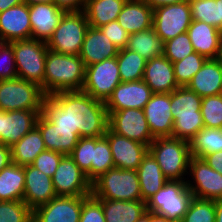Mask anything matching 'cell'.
<instances>
[{"instance_id":"obj_48","label":"cell","mask_w":222,"mask_h":222,"mask_svg":"<svg viewBox=\"0 0 222 222\" xmlns=\"http://www.w3.org/2000/svg\"><path fill=\"white\" fill-rule=\"evenodd\" d=\"M99 29L119 50L127 47L129 34L119 25L117 20L102 25Z\"/></svg>"},{"instance_id":"obj_32","label":"cell","mask_w":222,"mask_h":222,"mask_svg":"<svg viewBox=\"0 0 222 222\" xmlns=\"http://www.w3.org/2000/svg\"><path fill=\"white\" fill-rule=\"evenodd\" d=\"M127 0H86L84 12L89 26L99 28L117 20Z\"/></svg>"},{"instance_id":"obj_5","label":"cell","mask_w":222,"mask_h":222,"mask_svg":"<svg viewBox=\"0 0 222 222\" xmlns=\"http://www.w3.org/2000/svg\"><path fill=\"white\" fill-rule=\"evenodd\" d=\"M92 195L96 199L142 200L138 174L135 170L114 167L92 183Z\"/></svg>"},{"instance_id":"obj_57","label":"cell","mask_w":222,"mask_h":222,"mask_svg":"<svg viewBox=\"0 0 222 222\" xmlns=\"http://www.w3.org/2000/svg\"><path fill=\"white\" fill-rule=\"evenodd\" d=\"M27 5L39 4V3H52L53 0H23Z\"/></svg>"},{"instance_id":"obj_40","label":"cell","mask_w":222,"mask_h":222,"mask_svg":"<svg viewBox=\"0 0 222 222\" xmlns=\"http://www.w3.org/2000/svg\"><path fill=\"white\" fill-rule=\"evenodd\" d=\"M200 111L204 127L222 128V94L203 97Z\"/></svg>"},{"instance_id":"obj_42","label":"cell","mask_w":222,"mask_h":222,"mask_svg":"<svg viewBox=\"0 0 222 222\" xmlns=\"http://www.w3.org/2000/svg\"><path fill=\"white\" fill-rule=\"evenodd\" d=\"M191 17L195 21H203L219 29L218 3L216 0H188Z\"/></svg>"},{"instance_id":"obj_4","label":"cell","mask_w":222,"mask_h":222,"mask_svg":"<svg viewBox=\"0 0 222 222\" xmlns=\"http://www.w3.org/2000/svg\"><path fill=\"white\" fill-rule=\"evenodd\" d=\"M149 152L167 180L185 181L191 157L190 142L172 136L156 137L149 145Z\"/></svg>"},{"instance_id":"obj_37","label":"cell","mask_w":222,"mask_h":222,"mask_svg":"<svg viewBox=\"0 0 222 222\" xmlns=\"http://www.w3.org/2000/svg\"><path fill=\"white\" fill-rule=\"evenodd\" d=\"M114 167L108 139L105 136L95 137V147L93 148L91 161V183Z\"/></svg>"},{"instance_id":"obj_52","label":"cell","mask_w":222,"mask_h":222,"mask_svg":"<svg viewBox=\"0 0 222 222\" xmlns=\"http://www.w3.org/2000/svg\"><path fill=\"white\" fill-rule=\"evenodd\" d=\"M146 2L152 9L162 6V5H170L173 3H179L186 0H143Z\"/></svg>"},{"instance_id":"obj_33","label":"cell","mask_w":222,"mask_h":222,"mask_svg":"<svg viewBox=\"0 0 222 222\" xmlns=\"http://www.w3.org/2000/svg\"><path fill=\"white\" fill-rule=\"evenodd\" d=\"M24 166L10 163L0 171V201L23 200Z\"/></svg>"},{"instance_id":"obj_1","label":"cell","mask_w":222,"mask_h":222,"mask_svg":"<svg viewBox=\"0 0 222 222\" xmlns=\"http://www.w3.org/2000/svg\"><path fill=\"white\" fill-rule=\"evenodd\" d=\"M42 114L57 128L74 129L80 138L103 137L108 129L109 115L105 102L83 91L46 96Z\"/></svg>"},{"instance_id":"obj_45","label":"cell","mask_w":222,"mask_h":222,"mask_svg":"<svg viewBox=\"0 0 222 222\" xmlns=\"http://www.w3.org/2000/svg\"><path fill=\"white\" fill-rule=\"evenodd\" d=\"M63 156V153L45 150L36 157L31 165L52 178Z\"/></svg>"},{"instance_id":"obj_58","label":"cell","mask_w":222,"mask_h":222,"mask_svg":"<svg viewBox=\"0 0 222 222\" xmlns=\"http://www.w3.org/2000/svg\"><path fill=\"white\" fill-rule=\"evenodd\" d=\"M136 222H150V212H145Z\"/></svg>"},{"instance_id":"obj_17","label":"cell","mask_w":222,"mask_h":222,"mask_svg":"<svg viewBox=\"0 0 222 222\" xmlns=\"http://www.w3.org/2000/svg\"><path fill=\"white\" fill-rule=\"evenodd\" d=\"M108 139L116 168L124 170H137L143 157L148 153L149 147L143 143L117 135L109 128L105 135Z\"/></svg>"},{"instance_id":"obj_46","label":"cell","mask_w":222,"mask_h":222,"mask_svg":"<svg viewBox=\"0 0 222 222\" xmlns=\"http://www.w3.org/2000/svg\"><path fill=\"white\" fill-rule=\"evenodd\" d=\"M18 78L17 67L12 45L7 42L0 51V80Z\"/></svg>"},{"instance_id":"obj_35","label":"cell","mask_w":222,"mask_h":222,"mask_svg":"<svg viewBox=\"0 0 222 222\" xmlns=\"http://www.w3.org/2000/svg\"><path fill=\"white\" fill-rule=\"evenodd\" d=\"M218 151H222V128L204 127L190 141L191 156L203 159Z\"/></svg>"},{"instance_id":"obj_23","label":"cell","mask_w":222,"mask_h":222,"mask_svg":"<svg viewBox=\"0 0 222 222\" xmlns=\"http://www.w3.org/2000/svg\"><path fill=\"white\" fill-rule=\"evenodd\" d=\"M65 13L52 3H39L29 6L32 38L47 42Z\"/></svg>"},{"instance_id":"obj_8","label":"cell","mask_w":222,"mask_h":222,"mask_svg":"<svg viewBox=\"0 0 222 222\" xmlns=\"http://www.w3.org/2000/svg\"><path fill=\"white\" fill-rule=\"evenodd\" d=\"M88 27L84 11L65 12L46 42L48 49L59 54L79 56Z\"/></svg>"},{"instance_id":"obj_50","label":"cell","mask_w":222,"mask_h":222,"mask_svg":"<svg viewBox=\"0 0 222 222\" xmlns=\"http://www.w3.org/2000/svg\"><path fill=\"white\" fill-rule=\"evenodd\" d=\"M203 159L212 169L222 174V151L208 154Z\"/></svg>"},{"instance_id":"obj_36","label":"cell","mask_w":222,"mask_h":222,"mask_svg":"<svg viewBox=\"0 0 222 222\" xmlns=\"http://www.w3.org/2000/svg\"><path fill=\"white\" fill-rule=\"evenodd\" d=\"M146 62L147 60L136 52L127 48L119 50L117 63L121 82L142 80Z\"/></svg>"},{"instance_id":"obj_21","label":"cell","mask_w":222,"mask_h":222,"mask_svg":"<svg viewBox=\"0 0 222 222\" xmlns=\"http://www.w3.org/2000/svg\"><path fill=\"white\" fill-rule=\"evenodd\" d=\"M0 36L7 42L32 38L29 5L23 2L0 12Z\"/></svg>"},{"instance_id":"obj_29","label":"cell","mask_w":222,"mask_h":222,"mask_svg":"<svg viewBox=\"0 0 222 222\" xmlns=\"http://www.w3.org/2000/svg\"><path fill=\"white\" fill-rule=\"evenodd\" d=\"M138 174L142 201L146 202L156 194L168 181L156 159L148 151L136 170Z\"/></svg>"},{"instance_id":"obj_44","label":"cell","mask_w":222,"mask_h":222,"mask_svg":"<svg viewBox=\"0 0 222 222\" xmlns=\"http://www.w3.org/2000/svg\"><path fill=\"white\" fill-rule=\"evenodd\" d=\"M194 52L188 33L164 42V56L172 63L184 59Z\"/></svg>"},{"instance_id":"obj_6","label":"cell","mask_w":222,"mask_h":222,"mask_svg":"<svg viewBox=\"0 0 222 222\" xmlns=\"http://www.w3.org/2000/svg\"><path fill=\"white\" fill-rule=\"evenodd\" d=\"M9 43L13 47L18 78L37 84L44 92L46 42L29 38Z\"/></svg>"},{"instance_id":"obj_24","label":"cell","mask_w":222,"mask_h":222,"mask_svg":"<svg viewBox=\"0 0 222 222\" xmlns=\"http://www.w3.org/2000/svg\"><path fill=\"white\" fill-rule=\"evenodd\" d=\"M187 33L190 37L194 52H197L207 59L218 58L222 31L203 21L192 20Z\"/></svg>"},{"instance_id":"obj_15","label":"cell","mask_w":222,"mask_h":222,"mask_svg":"<svg viewBox=\"0 0 222 222\" xmlns=\"http://www.w3.org/2000/svg\"><path fill=\"white\" fill-rule=\"evenodd\" d=\"M88 196H57L32 211V222H79Z\"/></svg>"},{"instance_id":"obj_20","label":"cell","mask_w":222,"mask_h":222,"mask_svg":"<svg viewBox=\"0 0 222 222\" xmlns=\"http://www.w3.org/2000/svg\"><path fill=\"white\" fill-rule=\"evenodd\" d=\"M24 173L23 201L32 211L57 197L51 177L32 165L24 166Z\"/></svg>"},{"instance_id":"obj_16","label":"cell","mask_w":222,"mask_h":222,"mask_svg":"<svg viewBox=\"0 0 222 222\" xmlns=\"http://www.w3.org/2000/svg\"><path fill=\"white\" fill-rule=\"evenodd\" d=\"M153 94L143 80L120 82L105 102V106L108 112L128 108L144 109Z\"/></svg>"},{"instance_id":"obj_39","label":"cell","mask_w":222,"mask_h":222,"mask_svg":"<svg viewBox=\"0 0 222 222\" xmlns=\"http://www.w3.org/2000/svg\"><path fill=\"white\" fill-rule=\"evenodd\" d=\"M216 200L193 197L181 222H215Z\"/></svg>"},{"instance_id":"obj_55","label":"cell","mask_w":222,"mask_h":222,"mask_svg":"<svg viewBox=\"0 0 222 222\" xmlns=\"http://www.w3.org/2000/svg\"><path fill=\"white\" fill-rule=\"evenodd\" d=\"M150 222H173V221L169 220L164 216L150 212Z\"/></svg>"},{"instance_id":"obj_10","label":"cell","mask_w":222,"mask_h":222,"mask_svg":"<svg viewBox=\"0 0 222 222\" xmlns=\"http://www.w3.org/2000/svg\"><path fill=\"white\" fill-rule=\"evenodd\" d=\"M121 82L117 57L86 66L82 91L94 99L106 102Z\"/></svg>"},{"instance_id":"obj_34","label":"cell","mask_w":222,"mask_h":222,"mask_svg":"<svg viewBox=\"0 0 222 222\" xmlns=\"http://www.w3.org/2000/svg\"><path fill=\"white\" fill-rule=\"evenodd\" d=\"M127 49L138 53L146 60L164 55V42L153 27L129 34Z\"/></svg>"},{"instance_id":"obj_26","label":"cell","mask_w":222,"mask_h":222,"mask_svg":"<svg viewBox=\"0 0 222 222\" xmlns=\"http://www.w3.org/2000/svg\"><path fill=\"white\" fill-rule=\"evenodd\" d=\"M36 127L41 132L47 150L69 155L79 141L74 129L57 128L42 113L38 116Z\"/></svg>"},{"instance_id":"obj_18","label":"cell","mask_w":222,"mask_h":222,"mask_svg":"<svg viewBox=\"0 0 222 222\" xmlns=\"http://www.w3.org/2000/svg\"><path fill=\"white\" fill-rule=\"evenodd\" d=\"M42 110H0V144L13 146L35 126Z\"/></svg>"},{"instance_id":"obj_19","label":"cell","mask_w":222,"mask_h":222,"mask_svg":"<svg viewBox=\"0 0 222 222\" xmlns=\"http://www.w3.org/2000/svg\"><path fill=\"white\" fill-rule=\"evenodd\" d=\"M143 110L155 138L172 136L174 118L170 107V93H154Z\"/></svg>"},{"instance_id":"obj_38","label":"cell","mask_w":222,"mask_h":222,"mask_svg":"<svg viewBox=\"0 0 222 222\" xmlns=\"http://www.w3.org/2000/svg\"><path fill=\"white\" fill-rule=\"evenodd\" d=\"M207 58L193 52L180 61L173 63L175 79L180 87L187 86L192 77L204 65Z\"/></svg>"},{"instance_id":"obj_31","label":"cell","mask_w":222,"mask_h":222,"mask_svg":"<svg viewBox=\"0 0 222 222\" xmlns=\"http://www.w3.org/2000/svg\"><path fill=\"white\" fill-rule=\"evenodd\" d=\"M47 150L41 132L35 126L18 142L11 146L12 163L20 166L31 165L36 157Z\"/></svg>"},{"instance_id":"obj_41","label":"cell","mask_w":222,"mask_h":222,"mask_svg":"<svg viewBox=\"0 0 222 222\" xmlns=\"http://www.w3.org/2000/svg\"><path fill=\"white\" fill-rule=\"evenodd\" d=\"M0 222H32V210L23 200L0 201Z\"/></svg>"},{"instance_id":"obj_7","label":"cell","mask_w":222,"mask_h":222,"mask_svg":"<svg viewBox=\"0 0 222 222\" xmlns=\"http://www.w3.org/2000/svg\"><path fill=\"white\" fill-rule=\"evenodd\" d=\"M193 197L186 181L168 180L156 194L146 201V209L171 221H181L188 211Z\"/></svg>"},{"instance_id":"obj_14","label":"cell","mask_w":222,"mask_h":222,"mask_svg":"<svg viewBox=\"0 0 222 222\" xmlns=\"http://www.w3.org/2000/svg\"><path fill=\"white\" fill-rule=\"evenodd\" d=\"M57 196H90L92 183L70 155H64L52 177Z\"/></svg>"},{"instance_id":"obj_25","label":"cell","mask_w":222,"mask_h":222,"mask_svg":"<svg viewBox=\"0 0 222 222\" xmlns=\"http://www.w3.org/2000/svg\"><path fill=\"white\" fill-rule=\"evenodd\" d=\"M119 49L109 41L99 28L89 26L82 44L79 57L85 67L102 62L108 58L117 57Z\"/></svg>"},{"instance_id":"obj_43","label":"cell","mask_w":222,"mask_h":222,"mask_svg":"<svg viewBox=\"0 0 222 222\" xmlns=\"http://www.w3.org/2000/svg\"><path fill=\"white\" fill-rule=\"evenodd\" d=\"M95 147V137L79 138L77 145L69 154L79 168L86 174L91 182V161L93 148Z\"/></svg>"},{"instance_id":"obj_59","label":"cell","mask_w":222,"mask_h":222,"mask_svg":"<svg viewBox=\"0 0 222 222\" xmlns=\"http://www.w3.org/2000/svg\"><path fill=\"white\" fill-rule=\"evenodd\" d=\"M217 59L222 64V39H221L220 50H219V55Z\"/></svg>"},{"instance_id":"obj_12","label":"cell","mask_w":222,"mask_h":222,"mask_svg":"<svg viewBox=\"0 0 222 222\" xmlns=\"http://www.w3.org/2000/svg\"><path fill=\"white\" fill-rule=\"evenodd\" d=\"M188 174L191 180H186L187 187L195 198L222 199V174L212 169L204 159L191 156ZM194 183V184H193Z\"/></svg>"},{"instance_id":"obj_53","label":"cell","mask_w":222,"mask_h":222,"mask_svg":"<svg viewBox=\"0 0 222 222\" xmlns=\"http://www.w3.org/2000/svg\"><path fill=\"white\" fill-rule=\"evenodd\" d=\"M23 2V0H0V12H3L8 8L21 4Z\"/></svg>"},{"instance_id":"obj_30","label":"cell","mask_w":222,"mask_h":222,"mask_svg":"<svg viewBox=\"0 0 222 222\" xmlns=\"http://www.w3.org/2000/svg\"><path fill=\"white\" fill-rule=\"evenodd\" d=\"M103 208L106 222H136L145 212L146 202L97 199Z\"/></svg>"},{"instance_id":"obj_9","label":"cell","mask_w":222,"mask_h":222,"mask_svg":"<svg viewBox=\"0 0 222 222\" xmlns=\"http://www.w3.org/2000/svg\"><path fill=\"white\" fill-rule=\"evenodd\" d=\"M46 97L42 88L24 79L0 80V110H42Z\"/></svg>"},{"instance_id":"obj_54","label":"cell","mask_w":222,"mask_h":222,"mask_svg":"<svg viewBox=\"0 0 222 222\" xmlns=\"http://www.w3.org/2000/svg\"><path fill=\"white\" fill-rule=\"evenodd\" d=\"M215 222H222V199L216 200Z\"/></svg>"},{"instance_id":"obj_56","label":"cell","mask_w":222,"mask_h":222,"mask_svg":"<svg viewBox=\"0 0 222 222\" xmlns=\"http://www.w3.org/2000/svg\"><path fill=\"white\" fill-rule=\"evenodd\" d=\"M216 3H218L219 30L222 31V0H216Z\"/></svg>"},{"instance_id":"obj_13","label":"cell","mask_w":222,"mask_h":222,"mask_svg":"<svg viewBox=\"0 0 222 222\" xmlns=\"http://www.w3.org/2000/svg\"><path fill=\"white\" fill-rule=\"evenodd\" d=\"M108 128L117 135L138 141L149 147L155 139L152 135L143 109L128 108L108 112Z\"/></svg>"},{"instance_id":"obj_11","label":"cell","mask_w":222,"mask_h":222,"mask_svg":"<svg viewBox=\"0 0 222 222\" xmlns=\"http://www.w3.org/2000/svg\"><path fill=\"white\" fill-rule=\"evenodd\" d=\"M191 21V7L188 0L153 9V28L163 42L186 33Z\"/></svg>"},{"instance_id":"obj_28","label":"cell","mask_w":222,"mask_h":222,"mask_svg":"<svg viewBox=\"0 0 222 222\" xmlns=\"http://www.w3.org/2000/svg\"><path fill=\"white\" fill-rule=\"evenodd\" d=\"M117 22L128 34L148 30L153 27V9L143 0H127Z\"/></svg>"},{"instance_id":"obj_3","label":"cell","mask_w":222,"mask_h":222,"mask_svg":"<svg viewBox=\"0 0 222 222\" xmlns=\"http://www.w3.org/2000/svg\"><path fill=\"white\" fill-rule=\"evenodd\" d=\"M202 97L186 86L170 93V107L174 118L172 137L190 142L204 128L201 114Z\"/></svg>"},{"instance_id":"obj_47","label":"cell","mask_w":222,"mask_h":222,"mask_svg":"<svg viewBox=\"0 0 222 222\" xmlns=\"http://www.w3.org/2000/svg\"><path fill=\"white\" fill-rule=\"evenodd\" d=\"M79 222H106L102 204L92 194L83 201Z\"/></svg>"},{"instance_id":"obj_27","label":"cell","mask_w":222,"mask_h":222,"mask_svg":"<svg viewBox=\"0 0 222 222\" xmlns=\"http://www.w3.org/2000/svg\"><path fill=\"white\" fill-rule=\"evenodd\" d=\"M200 97L222 94V64L216 59H207L186 86Z\"/></svg>"},{"instance_id":"obj_49","label":"cell","mask_w":222,"mask_h":222,"mask_svg":"<svg viewBox=\"0 0 222 222\" xmlns=\"http://www.w3.org/2000/svg\"><path fill=\"white\" fill-rule=\"evenodd\" d=\"M53 3L65 12L83 11L86 0H53Z\"/></svg>"},{"instance_id":"obj_51","label":"cell","mask_w":222,"mask_h":222,"mask_svg":"<svg viewBox=\"0 0 222 222\" xmlns=\"http://www.w3.org/2000/svg\"><path fill=\"white\" fill-rule=\"evenodd\" d=\"M12 163L11 147L0 144V171Z\"/></svg>"},{"instance_id":"obj_2","label":"cell","mask_w":222,"mask_h":222,"mask_svg":"<svg viewBox=\"0 0 222 222\" xmlns=\"http://www.w3.org/2000/svg\"><path fill=\"white\" fill-rule=\"evenodd\" d=\"M85 68L78 55H64L48 49L44 76L45 95L82 91Z\"/></svg>"},{"instance_id":"obj_60","label":"cell","mask_w":222,"mask_h":222,"mask_svg":"<svg viewBox=\"0 0 222 222\" xmlns=\"http://www.w3.org/2000/svg\"><path fill=\"white\" fill-rule=\"evenodd\" d=\"M7 41L0 36V51L6 45Z\"/></svg>"},{"instance_id":"obj_22","label":"cell","mask_w":222,"mask_h":222,"mask_svg":"<svg viewBox=\"0 0 222 222\" xmlns=\"http://www.w3.org/2000/svg\"><path fill=\"white\" fill-rule=\"evenodd\" d=\"M142 80L153 93H171L180 87L175 79L173 63L164 55L147 60Z\"/></svg>"}]
</instances>
